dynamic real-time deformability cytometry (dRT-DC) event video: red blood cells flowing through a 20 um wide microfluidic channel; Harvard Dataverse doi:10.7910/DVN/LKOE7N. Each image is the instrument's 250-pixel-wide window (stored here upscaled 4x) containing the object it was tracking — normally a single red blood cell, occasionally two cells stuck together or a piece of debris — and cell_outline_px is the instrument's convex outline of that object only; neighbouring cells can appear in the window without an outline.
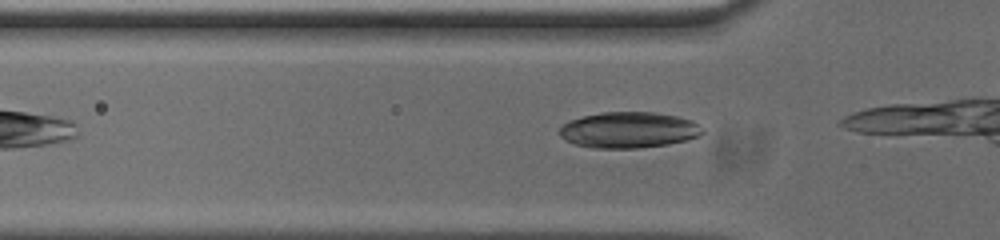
{"species": "common noctule bat (a hibernating species)", "species_latin": "Nyctalus noctula", "temperature_condition": "cold", "stored_images_in_passage": 5, "camera_frame_rate_fps": 3000, "um_per_image_px": 0.085, "animal": {"sex": "male", "body_mass_g": 20.0, "forearm_length_mm": 53.3}, "frame": {"image": 1, "passage_image": 2, "time_ms": 0.333, "image_size_px": [1000, 240], "cell_outline_px": [[704, 132], [700, 136], [688, 140], [668, 144], [640, 148], [592, 148], [572, 144], [560, 136], [560, 128], [568, 120], [600, 112], [652, 112], [676, 116], [692, 120], [704, 128]], "centroid_in_image_um": [53.46, 11.05], "position_along_channel_um": 72.3, "area_um2": 30.23}}